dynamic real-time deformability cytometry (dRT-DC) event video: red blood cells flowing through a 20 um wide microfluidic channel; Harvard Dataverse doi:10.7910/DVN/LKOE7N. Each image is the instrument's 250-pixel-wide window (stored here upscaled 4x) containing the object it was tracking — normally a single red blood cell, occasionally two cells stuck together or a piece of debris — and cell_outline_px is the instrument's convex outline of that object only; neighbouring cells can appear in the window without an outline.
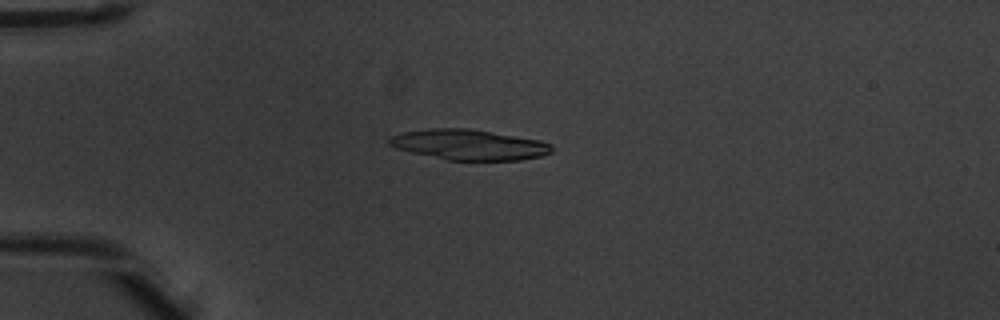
{"species": "common noctule bat (a hibernating species)", "species_latin": "Nyctalus noctula", "temperature_condition": "warm", "stored_images_in_passage": 4, "camera_frame_rate_fps": 3000, "um_per_image_px": 0.085, "animal": {"sex": "male", "body_mass_g": 20.1, "forearm_length_mm": 53.5}, "frame": {"image": 1, "passage_image": 4, "time_ms": 1.0, "image_size_px": [1000, 320], "cell_outline_px": [[552, 152], [540, 156], [520, 160], [444, 160], [396, 148], [388, 144], [388, 136], [404, 132], [432, 128], [468, 128], [540, 140], [552, 144]], "centroid_in_image_um": [39.85, 12.3], "position_along_channel_um": 45.2, "area_um2": 28.78}}